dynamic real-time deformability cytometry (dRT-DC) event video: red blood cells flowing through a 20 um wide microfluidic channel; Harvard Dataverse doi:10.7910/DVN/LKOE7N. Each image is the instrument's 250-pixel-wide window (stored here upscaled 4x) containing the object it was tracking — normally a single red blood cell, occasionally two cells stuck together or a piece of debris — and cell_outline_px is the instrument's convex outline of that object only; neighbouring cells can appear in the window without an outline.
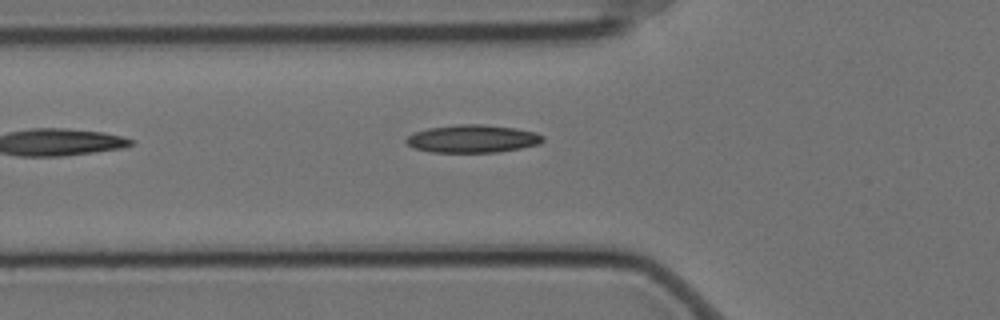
{"species": "Egyptian fruit bat (a non-hibernating species)", "species_latin": "Rousettus aegyptiacus", "temperature_condition": "cold", "stored_images_in_passage": 3, "camera_frame_rate_fps": 3000, "um_per_image_px": 0.085, "animal": {"sex": "female"}, "frame": {"image": 1, "passage_image": 3, "time_ms": 0.667, "image_size_px": [1000, 320], "cell_outline_px": [[544, 140], [540, 144], [520, 148], [496, 152], [432, 152], [416, 148], [408, 144], [404, 140], [412, 132], [428, 128], [460, 124], [484, 124], [516, 128], [536, 132], [544, 136]], "centroid_in_image_um": [40.19, 11.78], "position_along_channel_um": 85.6, "area_um2": 22.2}}